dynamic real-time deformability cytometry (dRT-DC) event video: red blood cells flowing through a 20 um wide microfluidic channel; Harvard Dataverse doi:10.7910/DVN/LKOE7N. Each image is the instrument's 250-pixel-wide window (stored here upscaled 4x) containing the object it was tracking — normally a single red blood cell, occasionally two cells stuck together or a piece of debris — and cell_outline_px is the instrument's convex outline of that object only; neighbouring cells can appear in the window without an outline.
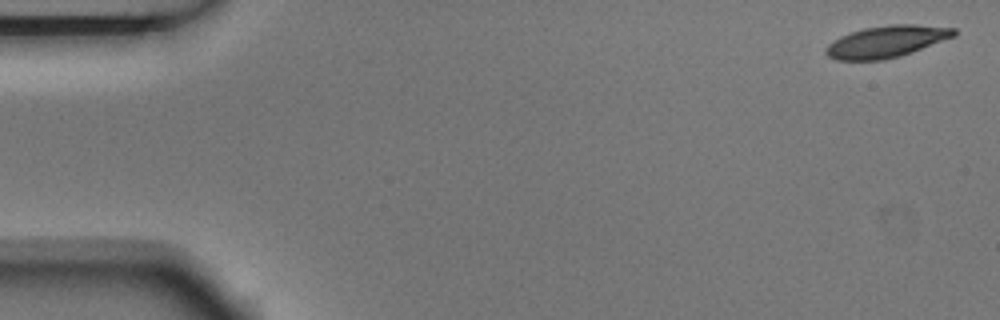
{"species": "Egyptian fruit bat (a non-hibernating species)", "species_latin": "Rousettus aegyptiacus", "temperature_condition": "room temperature", "stored_images_in_passage": 5, "camera_frame_rate_fps": 3000, "um_per_image_px": 0.085, "animal": {"sex": "male"}, "frame": {"image": 1, "passage_image": 1, "time_ms": 0.0, "image_size_px": [1000, 320], "cell_outline_px": [[956, 36], [912, 52], [900, 56], [884, 60], [836, 60], [828, 56], [824, 52], [824, 48], [828, 44], [840, 36], [864, 28], [888, 24], [916, 24], [956, 28]], "centroid_in_image_um": [75.35, 3.53], "position_along_channel_um": 9.6, "area_um2": 23.87}}
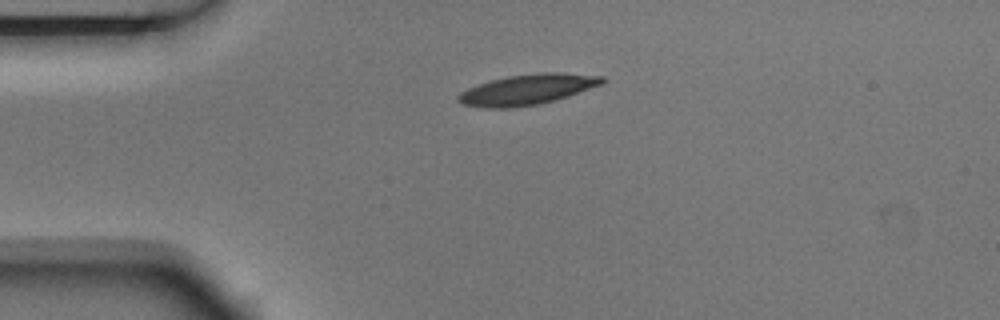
{"frame": {"image": 2, "passage_image": 4, "time_ms": 1.0, "image_size_px": [1000, 320], "cell_outline_px": [[608, 80], [604, 84], [556, 100], [536, 104], [512, 108], [484, 108], [464, 104], [456, 100], [456, 96], [460, 92], [468, 88], [492, 80], [508, 76], [540, 72], [560, 72], [604, 76]], "centroid_in_image_um": [44.87, 7.6], "position_along_channel_um": 40.1, "area_um2": 25.66}}